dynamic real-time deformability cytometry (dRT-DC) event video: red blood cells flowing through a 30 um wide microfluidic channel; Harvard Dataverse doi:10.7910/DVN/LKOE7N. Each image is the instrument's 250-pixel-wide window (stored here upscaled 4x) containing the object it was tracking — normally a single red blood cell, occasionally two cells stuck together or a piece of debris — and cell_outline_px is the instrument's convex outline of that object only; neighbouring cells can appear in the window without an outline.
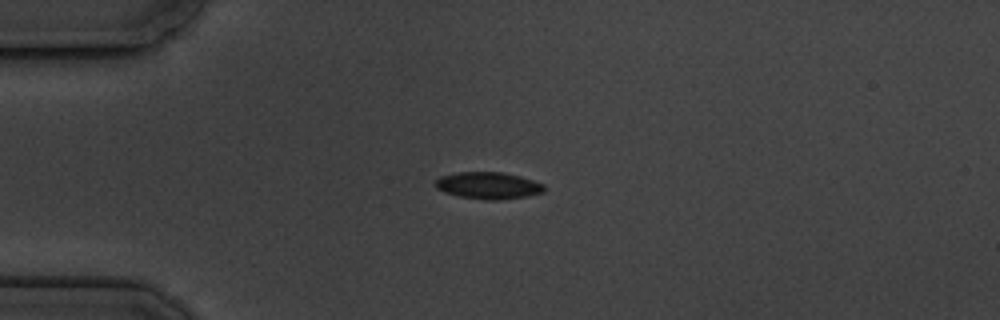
{"species": "common noctule bat (a hibernating species)", "species_latin": "Nyctalus noctula", "temperature_condition": "cold", "stored_images_in_passage": 8, "camera_frame_rate_fps": 3000, "um_per_image_px": 0.085, "animal": {"sex": "male", "body_mass_g": 19.5, "forearm_length_mm": 54.6}, "frame": {"image": 1, "passage_image": 4, "time_ms": 3.333, "image_size_px": [1000, 320], "cell_outline_px": [[544, 192], [528, 196], [496, 200], [488, 200], [460, 196], [444, 192], [436, 188], [432, 184], [440, 176], [456, 172], [504, 172], [520, 176], [544, 184]], "centroid_in_image_um": [41.48, 15.76], "position_along_channel_um": 43.5, "area_um2": 17.11}}
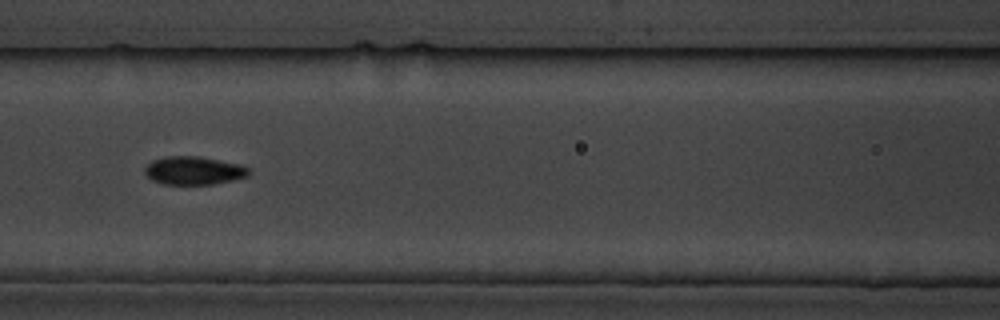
{"frame": {"image": 2, "passage_image": 7, "time_ms": 7.0, "image_size_px": [1000, 320], "cell_outline_px": [[248, 176], [232, 180], [212, 184], [164, 184], [152, 180], [144, 172], [144, 168], [152, 160], [164, 156], [200, 156], [240, 164], [248, 168]], "centroid_in_image_um": [16.44, 14.49], "position_along_channel_um": 150.2, "area_um2": 17.05}}
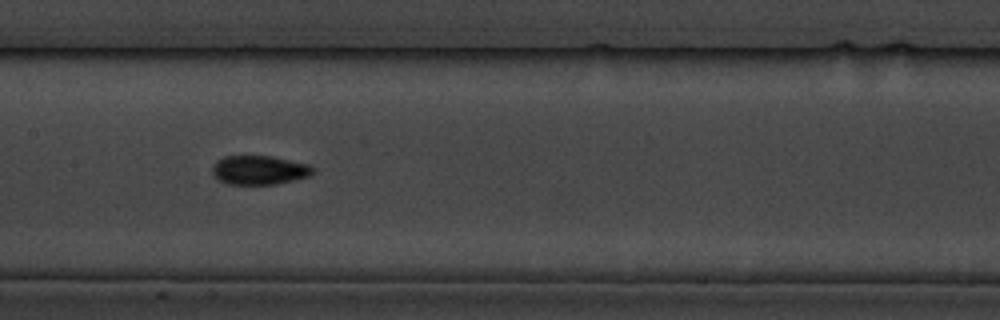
{"frame": {"image": 3, "passage_image": 8, "time_ms": 8.0, "image_size_px": [1000, 320], "cell_outline_px": [[316, 172], [312, 176], [276, 184], [228, 184], [212, 176], [212, 168], [216, 160], [224, 156], [272, 156], [308, 164], [316, 168]], "centroid_in_image_um": [22.07, 14.46], "position_along_channel_um": 185.3, "area_um2": 17.28}}